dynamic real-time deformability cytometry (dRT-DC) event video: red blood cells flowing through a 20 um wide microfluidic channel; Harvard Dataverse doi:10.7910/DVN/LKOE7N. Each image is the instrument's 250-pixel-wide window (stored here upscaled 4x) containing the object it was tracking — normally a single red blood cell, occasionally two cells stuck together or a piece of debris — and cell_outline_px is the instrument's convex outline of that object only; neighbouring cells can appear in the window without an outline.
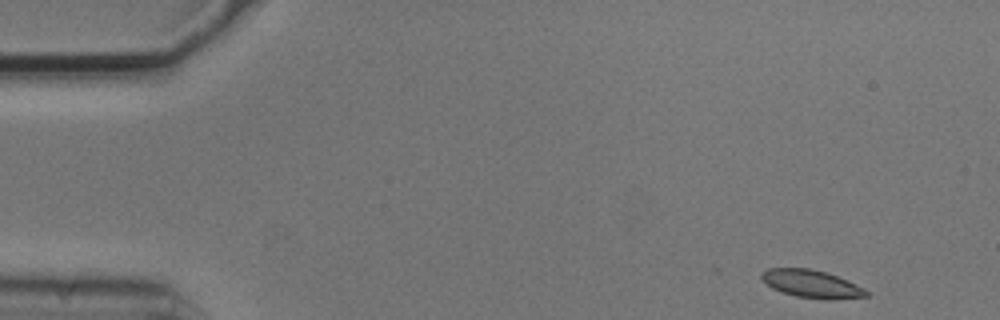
{"species": "common noctule bat (a hibernating species)", "species_latin": "Nyctalus noctula", "temperature_condition": "cold", "stored_images_in_passage": 5, "camera_frame_rate_fps": 3000, "um_per_image_px": 0.085, "animal": {"sex": "male", "body_mass_g": 20.5, "forearm_length_mm": 52.5}, "frame": {"image": 1, "passage_image": 1, "time_ms": 0.0, "image_size_px": [1000, 320], "cell_outline_px": [[872, 296], [832, 300], [828, 300], [796, 296], [772, 288], [760, 276], [768, 268], [808, 268], [824, 272], [848, 280], [872, 292]], "centroid_in_image_um": [69.09, 24.15], "position_along_channel_um": 15.9, "area_um2": 16.94}}
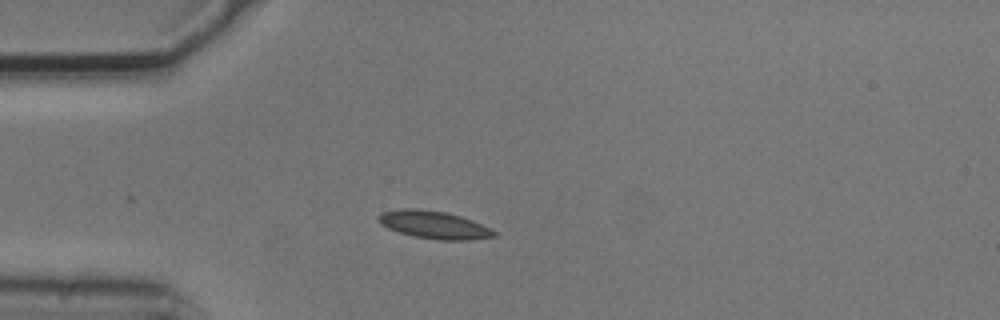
{"frame": {"image": 2, "passage_image": 4, "time_ms": 1.0, "image_size_px": [1000, 320], "cell_outline_px": [[496, 236], [468, 240], [440, 240], [416, 236], [400, 232], [388, 228], [380, 224], [380, 216], [384, 212], [404, 208], [412, 208], [444, 212], [460, 216], [472, 220], [492, 228], [496, 232]], "centroid_in_image_um": [36.95, 19.12], "position_along_channel_um": 48.0, "area_um2": 18.26}}